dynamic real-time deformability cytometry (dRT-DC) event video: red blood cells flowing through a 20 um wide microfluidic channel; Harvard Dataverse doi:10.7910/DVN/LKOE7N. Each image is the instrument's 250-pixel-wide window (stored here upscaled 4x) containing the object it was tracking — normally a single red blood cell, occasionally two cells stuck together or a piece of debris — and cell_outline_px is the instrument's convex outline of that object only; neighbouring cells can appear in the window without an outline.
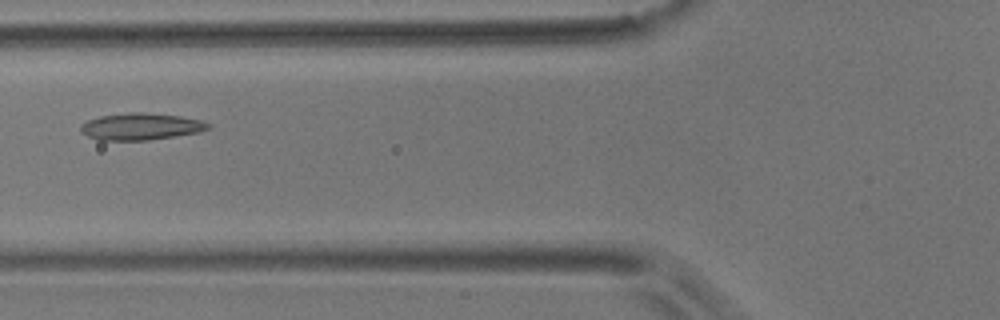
{"species": "common noctule bat (a hibernating species)", "species_latin": "Nyctalus noctula", "temperature_condition": "room temperature", "stored_images_in_passage": 14, "camera_frame_rate_fps": 3000, "um_per_image_px": 0.085, "animal": {"sex": "male", "body_mass_g": 17.9}, "frame": {"image": 1, "passage_image": 5, "time_ms": 5.333, "image_size_px": [1000, 320], "cell_outline_px": [[212, 128], [200, 132], [148, 140], [96, 140], [80, 132], [80, 124], [88, 120], [100, 116], [128, 112], [144, 112], [180, 116], [200, 120], [212, 124]], "centroid_in_image_um": [11.97, 10.75], "position_along_channel_um": 113.8, "area_um2": 20.11}}
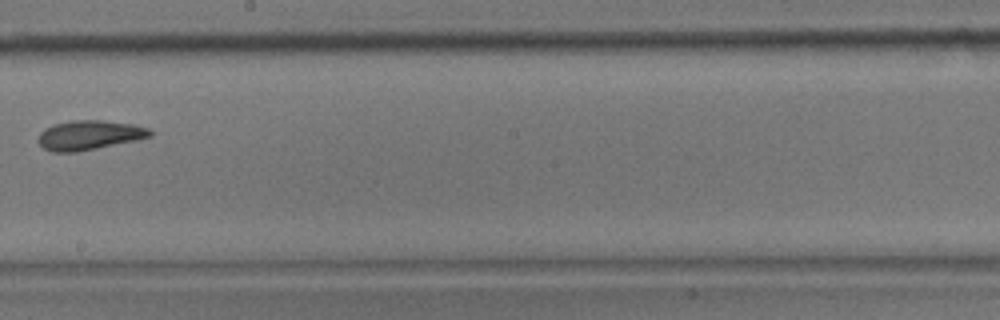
{"frame": {"image": 2, "passage_image": 8, "time_ms": 9.0, "image_size_px": [1000, 320], "cell_outline_px": [[152, 136], [136, 140], [76, 152], [52, 152], [44, 148], [40, 144], [40, 132], [44, 128], [52, 124], [72, 120], [104, 120], [136, 124], [148, 128], [152, 132]], "centroid_in_image_um": [7.6, 11.47], "position_along_channel_um": 240.6, "area_um2": 19.19}}
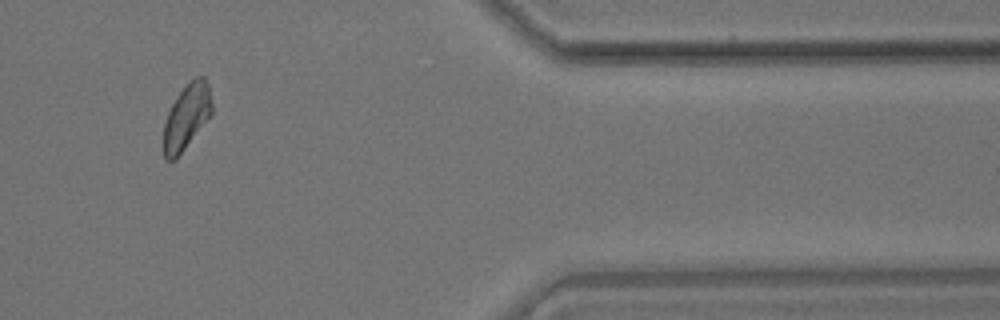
{"frame": {"image": 3, "passage_image": 12, "time_ms": 14.333, "image_size_px": [1000, 320], "cell_outline_px": [[212, 112], [176, 160], [164, 160], [160, 148], [160, 144], [164, 124], [168, 112], [176, 96], [196, 76], [204, 76], [208, 84], [212, 104]], "centroid_in_image_um": [15.79, 10.01], "position_along_channel_um": 395.6, "area_um2": 18.55}, "authors_computed_cell_mechanics": {"area_um2": 18.9873, "velocity_mm_per_s": 3.4693, "shape_relaxation_time_tau1_ms": 5.677, "shape_relaxation_time_tau2_ms": 2.3299, "deformation_change_tau1": 0.1384, "deformation_change_tau2": 0.0945}}